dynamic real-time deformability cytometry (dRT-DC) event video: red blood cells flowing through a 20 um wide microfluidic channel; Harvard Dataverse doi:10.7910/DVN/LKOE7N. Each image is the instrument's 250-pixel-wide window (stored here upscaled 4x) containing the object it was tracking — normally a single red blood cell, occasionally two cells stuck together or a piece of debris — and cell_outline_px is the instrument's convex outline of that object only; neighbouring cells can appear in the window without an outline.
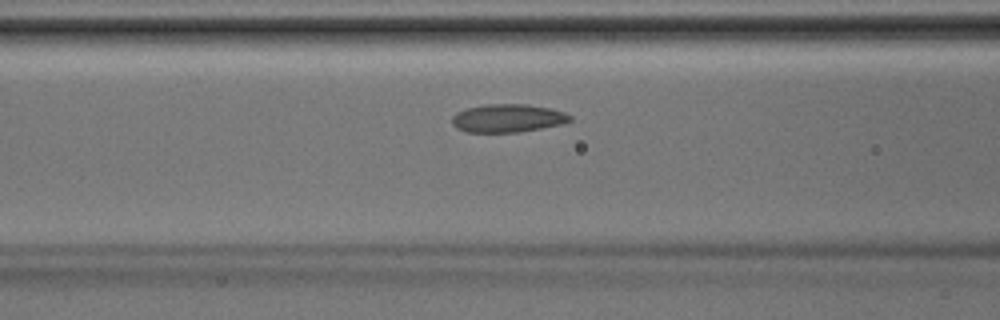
{"species": "Egyptian fruit bat (a non-hibernating species)", "species_latin": "Rousettus aegyptiacus", "temperature_condition": "room temperature", "stored_images_in_passage": 34, "camera_frame_rate_fps": 3000, "um_per_image_px": 0.085, "animal": {"sex": "male"}, "frame": {"image": 1, "passage_image": 10, "time_ms": 3.0, "image_size_px": [1000, 320], "cell_outline_px": [[572, 120], [564, 124], [520, 132], [468, 132], [456, 128], [452, 124], [452, 116], [456, 112], [464, 108], [488, 104], [528, 104], [552, 108], [564, 112], [572, 116]], "centroid_in_image_um": [43.17, 10.04], "position_along_channel_um": 123.4, "area_um2": 19.65}}
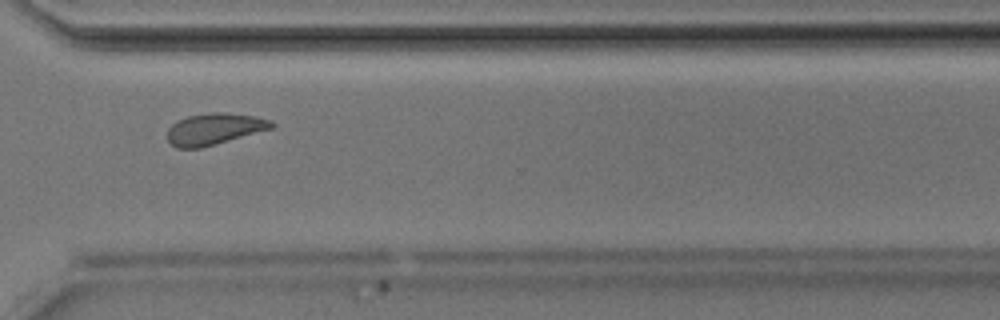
{"frame": {"image": 2, "passage_image": 24, "time_ms": 7.667, "image_size_px": [1000, 320], "cell_outline_px": [[276, 124], [272, 128], [216, 144], [200, 148], [176, 148], [168, 140], [168, 128], [176, 120], [188, 116], [212, 112], [220, 112], [256, 116], [272, 120]], "centroid_in_image_um": [18.22, 10.95], "position_along_channel_um": 352.4, "area_um2": 19.07}}
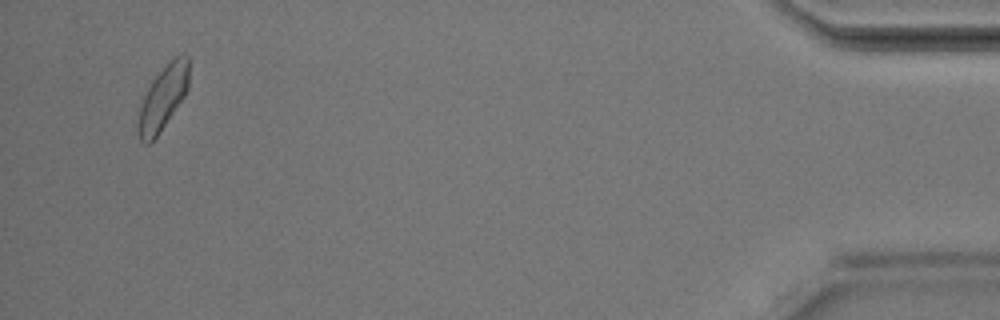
{"frame": {"image": 3, "passage_image": 33, "time_ms": 10.667, "image_size_px": [1000, 320], "cell_outline_px": [[188, 88], [184, 96], [156, 136], [148, 144], [144, 144], [140, 140], [136, 128], [136, 124], [140, 104], [152, 80], [168, 60], [180, 52], [184, 52], [188, 56]], "centroid_in_image_um": [13.83, 8.26], "position_along_channel_um": 421.4, "area_um2": 19.07}}